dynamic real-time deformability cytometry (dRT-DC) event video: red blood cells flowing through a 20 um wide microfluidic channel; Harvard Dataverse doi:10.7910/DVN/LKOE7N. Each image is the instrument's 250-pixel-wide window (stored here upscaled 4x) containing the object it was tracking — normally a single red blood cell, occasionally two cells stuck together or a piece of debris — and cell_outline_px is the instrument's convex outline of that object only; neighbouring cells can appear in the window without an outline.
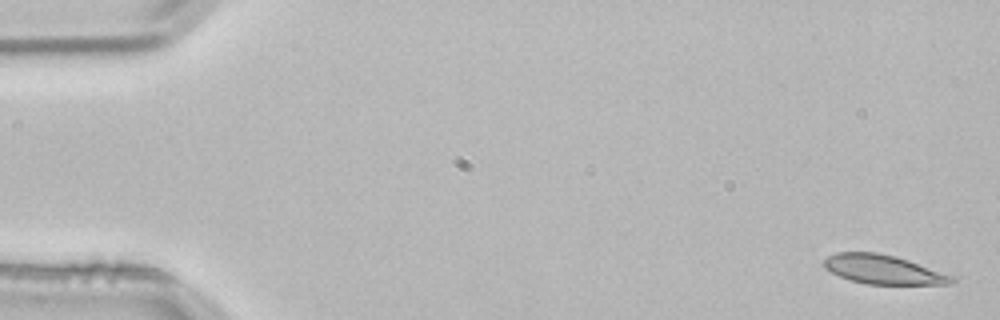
{"species": "common noctule bat (a hibernating species)", "species_latin": "Nyctalus noctula", "temperature_condition": "room temperature", "stored_images_in_passage": 4, "camera_frame_rate_fps": 3000, "um_per_image_px": 0.085, "animal": {"sex": "male", "body_mass_g": 21.5, "forearm_length_mm": 52.0}, "frame": {"image": 1, "passage_image": 1, "time_ms": 0.0, "image_size_px": [1000, 320], "cell_outline_px": [[956, 280], [948, 284], [868, 284], [848, 280], [824, 268], [824, 260], [828, 256], [836, 252], [876, 252], [896, 256], [956, 276]], "centroid_in_image_um": [75.09, 22.9], "position_along_channel_um": 9.9, "area_um2": 21.73}}
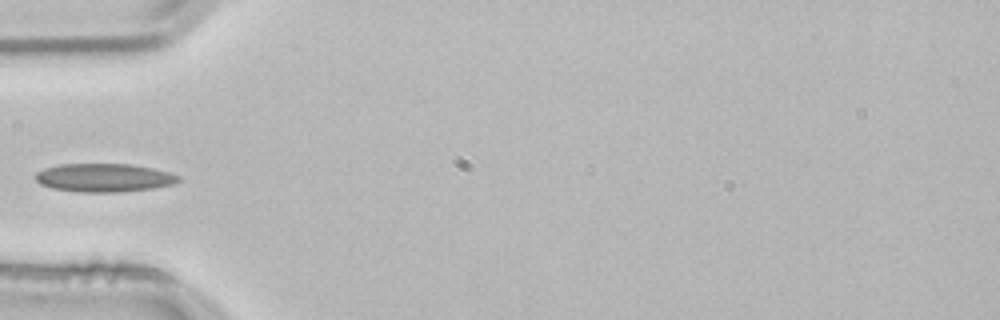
{"frame": {"image": 2, "passage_image": 4, "time_ms": 1.0, "image_size_px": [1000, 320], "cell_outline_px": [[180, 180], [172, 184], [152, 188], [120, 192], [76, 192], [52, 188], [40, 184], [36, 180], [36, 172], [44, 168], [60, 164], [132, 164], [152, 168], [168, 172], [180, 176]], "centroid_in_image_um": [8.82, 15.1], "position_along_channel_um": 76.2, "area_um2": 23.64}}